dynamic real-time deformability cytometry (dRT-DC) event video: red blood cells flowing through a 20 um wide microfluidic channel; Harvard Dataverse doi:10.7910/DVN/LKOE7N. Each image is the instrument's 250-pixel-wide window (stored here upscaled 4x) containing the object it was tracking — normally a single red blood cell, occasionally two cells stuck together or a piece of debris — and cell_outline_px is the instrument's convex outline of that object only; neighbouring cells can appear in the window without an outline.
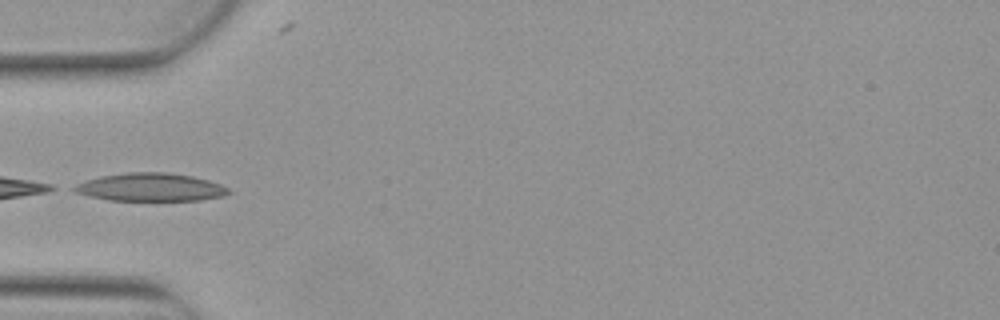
{"species": "Egyptian fruit bat (a non-hibernating species)", "species_latin": "Rousettus aegyptiacus", "temperature_condition": "warm", "stored_images_in_passage": 4, "camera_frame_rate_fps": 3000, "um_per_image_px": 0.085, "animal": {"sex": "female"}, "frame": {"image": 1, "passage_image": 4, "time_ms": 1.0, "image_size_px": [1000, 320], "cell_outline_px": [[232, 192], [224, 196], [200, 200], [108, 200], [88, 196], [72, 192], [68, 188], [76, 184], [88, 180], [104, 176], [128, 172], [168, 172], [192, 176], [208, 180], [220, 184], [228, 188]], "centroid_in_image_um": [12.78, 15.92], "position_along_channel_um": 72.2, "area_um2": 25.26}}